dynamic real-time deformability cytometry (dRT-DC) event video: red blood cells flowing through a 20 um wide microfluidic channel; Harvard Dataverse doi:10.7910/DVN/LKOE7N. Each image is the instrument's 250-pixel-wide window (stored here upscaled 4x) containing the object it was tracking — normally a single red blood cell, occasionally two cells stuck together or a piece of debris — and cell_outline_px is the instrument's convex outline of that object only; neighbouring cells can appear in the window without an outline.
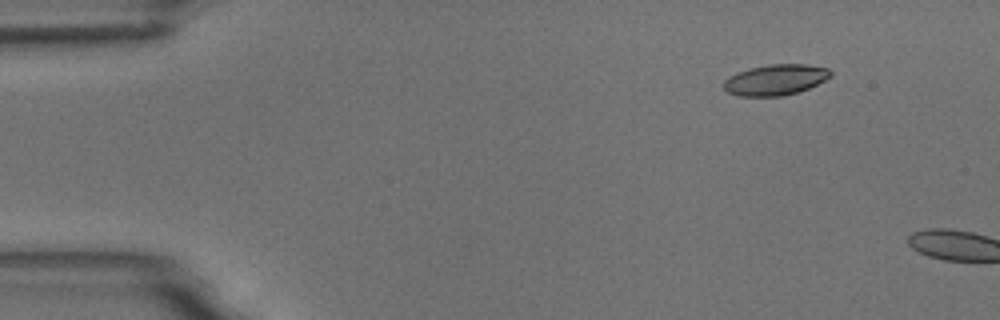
{"species": "common noctule bat (a hibernating species)", "species_latin": "Nyctalus noctula", "temperature_condition": "room temperature", "stored_images_in_passage": 3, "camera_frame_rate_fps": 3000, "um_per_image_px": 0.085, "animal": {"sex": "male", "body_mass_g": 18.8}, "frame": {"image": 1, "passage_image": 2, "time_ms": 1.333, "image_size_px": [1000, 320], "cell_outline_px": [[832, 76], [808, 88], [796, 92], [780, 96], [740, 96], [728, 92], [724, 88], [724, 80], [728, 76], [736, 72], [748, 68], [768, 64], [808, 64], [828, 68], [832, 72]], "centroid_in_image_um": [65.9, 6.76], "position_along_channel_um": 19.1, "area_um2": 19.19}}